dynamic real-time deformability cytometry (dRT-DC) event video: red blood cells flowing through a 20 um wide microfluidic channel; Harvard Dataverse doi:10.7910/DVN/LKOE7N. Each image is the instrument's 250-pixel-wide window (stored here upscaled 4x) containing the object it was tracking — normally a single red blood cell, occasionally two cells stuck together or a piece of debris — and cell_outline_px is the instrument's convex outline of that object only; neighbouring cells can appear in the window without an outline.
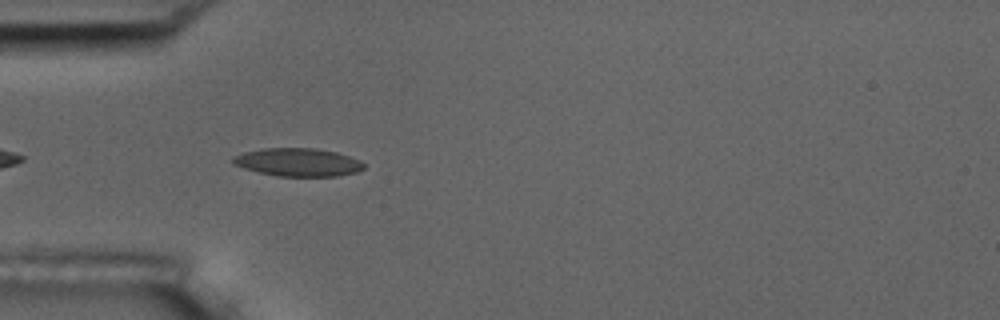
{"species": "common noctule bat (a hibernating species)", "species_latin": "Nyctalus noctula", "temperature_condition": "room temperature", "stored_images_in_passage": 6, "camera_frame_rate_fps": 3000, "um_per_image_px": 0.085, "animal": {"sex": "male", "body_mass_g": 17.5, "forearm_length_mm": 52.3}, "frame": {"image": 1, "passage_image": 5, "time_ms": 5.0, "image_size_px": [1000, 320], "cell_outline_px": [[364, 168], [356, 172], [336, 176], [280, 176], [260, 172], [244, 168], [232, 164], [228, 160], [232, 156], [244, 152], [264, 148], [316, 148], [336, 152], [360, 160], [364, 164]], "centroid_in_image_um": [25.28, 13.78], "position_along_channel_um": 59.7, "area_um2": 21.44}}